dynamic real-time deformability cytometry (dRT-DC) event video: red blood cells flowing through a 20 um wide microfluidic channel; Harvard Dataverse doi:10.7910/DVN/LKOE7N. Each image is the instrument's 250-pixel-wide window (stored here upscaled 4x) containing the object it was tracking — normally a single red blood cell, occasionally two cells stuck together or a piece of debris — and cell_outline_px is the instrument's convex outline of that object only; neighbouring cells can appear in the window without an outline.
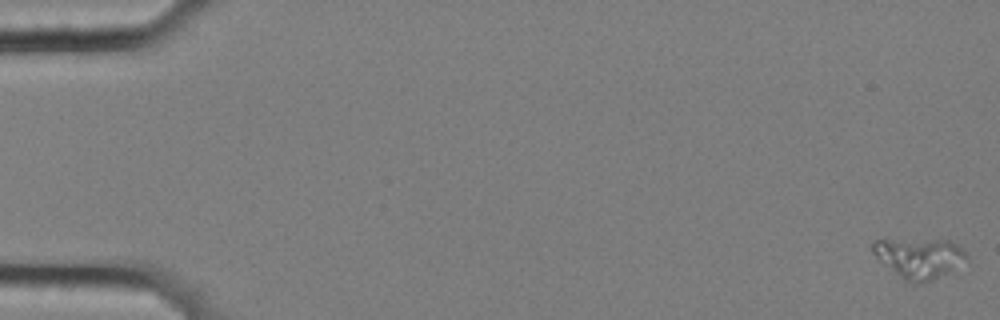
{"species": "common noctule bat (a hibernating species)", "species_latin": "Nyctalus noctula", "temperature_condition": "cold", "stored_images_in_passage": 60, "camera_frame_rate_fps": 3000, "um_per_image_px": 0.085, "animal": {"sex": "female", "body_mass_g": 25.1}, "frame": {"image": 1, "passage_image": 1, "time_ms": 0.0, "image_size_px": [1000, 320], "cell_outline_px": [[968, 256], [948, 272], [924, 284], [912, 284], [904, 280], [880, 260], [872, 252], [872, 244], [876, 240], [948, 240], [964, 248]], "centroid_in_image_um": [78.13, 21.94], "position_along_channel_um": 6.9, "area_um2": 21.56}}
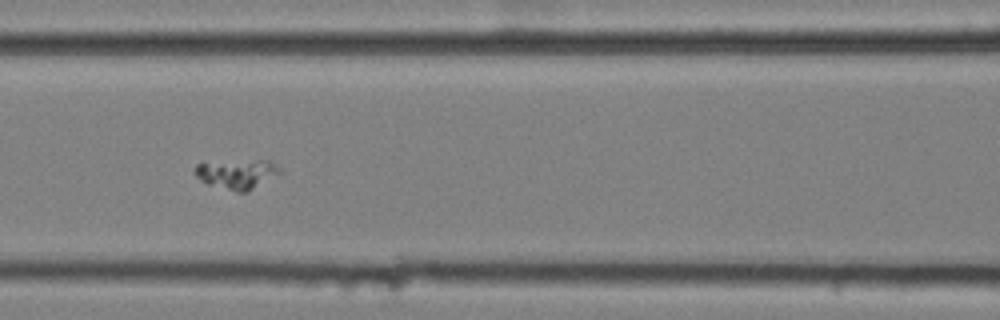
{"frame": {"image": 2, "passage_image": 27, "time_ms": 8.667, "image_size_px": [1000, 320], "cell_outline_px": [[284, 172], [248, 192], [236, 192], [208, 184], [200, 180], [196, 176], [196, 164], [256, 160], [268, 160], [276, 164]], "centroid_in_image_um": [20.23, 14.81], "position_along_channel_um": 146.4, "area_um2": 14.51}}
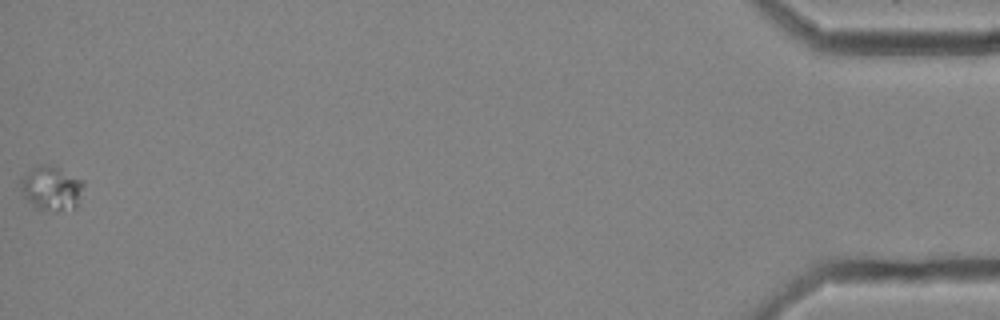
{"frame": {"image": 3, "passage_image": 60, "time_ms": 19.667, "image_size_px": [1000, 320], "cell_outline_px": [[84, 184], [76, 208], [56, 212], [36, 208], [24, 196], [20, 188], [20, 180], [32, 168], [40, 164], [48, 164], [84, 180]], "centroid_in_image_um": [4.38, 16.02], "position_along_channel_um": 430.8, "area_um2": 16.18}}